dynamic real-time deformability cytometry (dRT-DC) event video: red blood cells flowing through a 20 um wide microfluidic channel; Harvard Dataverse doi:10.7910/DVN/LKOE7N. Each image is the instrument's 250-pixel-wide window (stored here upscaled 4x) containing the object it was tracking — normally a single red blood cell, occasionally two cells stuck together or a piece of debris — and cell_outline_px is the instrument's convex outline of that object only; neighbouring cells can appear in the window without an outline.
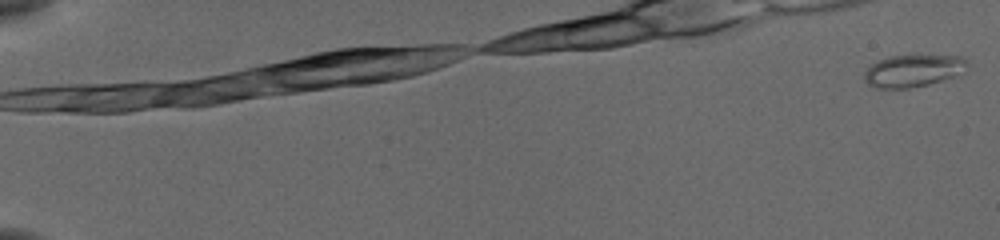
{"species": "common noctule bat (a hibernating species)", "species_latin": "Nyctalus noctula", "temperature_condition": "cold", "stored_images_in_passage": 20, "camera_frame_rate_fps": 3000, "um_per_image_px": 0.085, "animal": {"sex": "female", "body_mass_g": 19.5, "forearm_length_mm": 54.1}, "frame": {"image": 1, "passage_image": 1, "time_ms": 0.0, "image_size_px": [1000, 240], "cell_outline_px": [[964, 64], [960, 76], [928, 84], [908, 88], [876, 88], [868, 84], [864, 80], [864, 72], [872, 64], [888, 56], [964, 56]], "centroid_in_image_um": [77.58, 6.03], "position_along_channel_um": 7.4, "area_um2": 19.02}}